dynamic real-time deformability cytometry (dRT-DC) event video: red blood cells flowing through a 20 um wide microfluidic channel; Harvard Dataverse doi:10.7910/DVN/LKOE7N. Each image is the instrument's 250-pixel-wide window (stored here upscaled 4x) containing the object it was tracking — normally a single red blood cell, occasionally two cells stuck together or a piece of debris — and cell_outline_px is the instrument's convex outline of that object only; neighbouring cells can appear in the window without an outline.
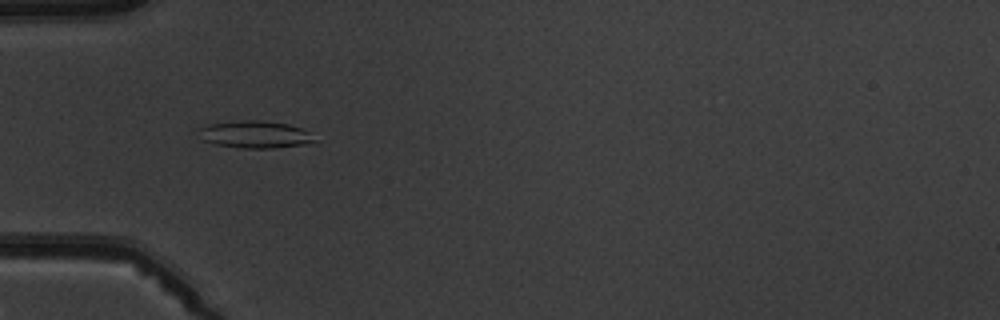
{"species": "common noctule bat (a hibernating species)", "species_latin": "Nyctalus noctula", "temperature_condition": "warm", "stored_images_in_passage": 7, "camera_frame_rate_fps": 3000, "um_per_image_px": 0.085, "animal": {"sex": "male", "body_mass_g": 19.5, "forearm_length_mm": 54.6}, "frame": {"image": 1, "passage_image": 5, "time_ms": 5.333, "image_size_px": [1000, 320], "cell_outline_px": [[316, 144], [276, 148], [244, 148], [216, 144], [204, 140], [200, 128], [208, 124], [244, 120], [260, 120], [288, 124], [300, 128], [308, 132], [316, 140]], "centroid_in_image_um": [21.79, 11.44], "position_along_channel_um": 63.2, "area_um2": 18.26}}
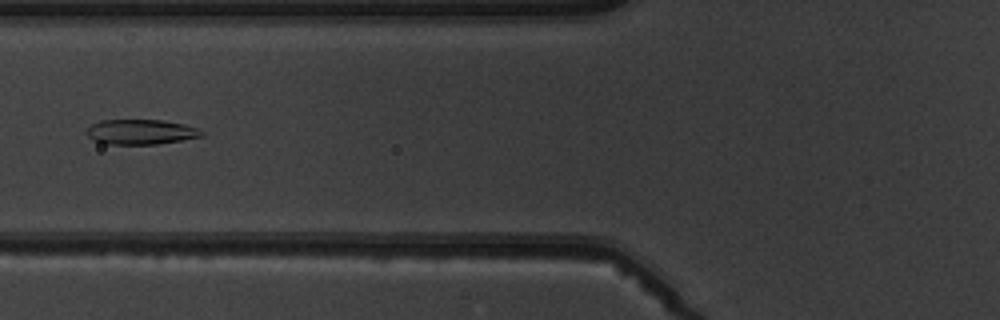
{"frame": {"image": 2, "passage_image": 6, "time_ms": 6.667, "image_size_px": [1000, 320], "cell_outline_px": [[204, 136], [156, 144], [104, 144], [88, 136], [88, 128], [92, 124], [100, 120], [164, 120], [184, 124], [196, 128], [204, 132]], "centroid_in_image_um": [11.99, 11.21], "position_along_channel_um": 113.8, "area_um2": 16.59}}
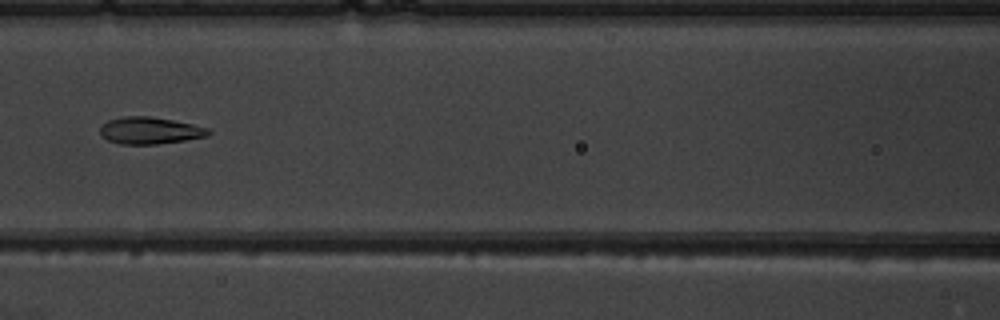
{"frame": {"image": 3, "passage_image": 7, "time_ms": 7.667, "image_size_px": [1000, 320], "cell_outline_px": [[212, 132], [208, 136], [184, 140], [156, 144], [120, 144], [108, 140], [100, 132], [100, 128], [108, 120], [124, 116], [152, 116], [192, 124], [208, 128]], "centroid_in_image_um": [12.76, 11.09], "position_along_channel_um": 153.8, "area_um2": 16.88}}